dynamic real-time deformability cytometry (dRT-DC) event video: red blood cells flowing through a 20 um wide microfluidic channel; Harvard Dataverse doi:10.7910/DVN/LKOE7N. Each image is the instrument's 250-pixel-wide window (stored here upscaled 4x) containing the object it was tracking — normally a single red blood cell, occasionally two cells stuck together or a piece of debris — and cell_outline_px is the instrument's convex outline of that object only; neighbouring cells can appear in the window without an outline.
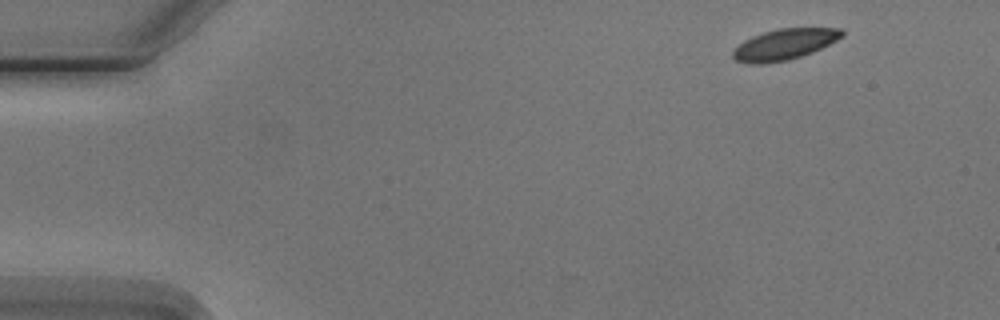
{"species": "Egyptian fruit bat (a non-hibernating species)", "species_latin": "Rousettus aegyptiacus", "temperature_condition": "cold", "stored_images_in_passage": 4, "camera_frame_rate_fps": 3000, "um_per_image_px": 0.085, "animal": {"sex": "male"}, "frame": {"image": 1, "passage_image": 1, "time_ms": 0.0, "image_size_px": [1000, 320], "cell_outline_px": [[844, 36], [812, 52], [788, 60], [764, 64], [752, 64], [736, 60], [732, 56], [732, 52], [744, 40], [752, 36], [776, 28], [840, 28], [844, 32]], "centroid_in_image_um": [66.66, 3.77], "position_along_channel_um": 18.3, "area_um2": 19.48}}
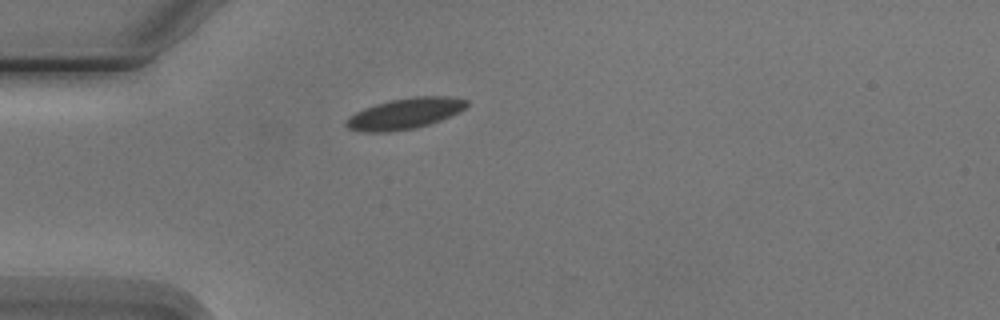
{"frame": {"image": 2, "passage_image": 4, "time_ms": 3.333, "image_size_px": [1000, 320], "cell_outline_px": [[468, 104], [464, 108], [440, 120], [416, 128], [388, 132], [364, 132], [348, 128], [344, 124], [344, 120], [356, 112], [364, 108], [388, 100], [412, 96], [448, 96], [468, 100]], "centroid_in_image_um": [34.37, 9.65], "position_along_channel_um": 50.6, "area_um2": 21.62}}